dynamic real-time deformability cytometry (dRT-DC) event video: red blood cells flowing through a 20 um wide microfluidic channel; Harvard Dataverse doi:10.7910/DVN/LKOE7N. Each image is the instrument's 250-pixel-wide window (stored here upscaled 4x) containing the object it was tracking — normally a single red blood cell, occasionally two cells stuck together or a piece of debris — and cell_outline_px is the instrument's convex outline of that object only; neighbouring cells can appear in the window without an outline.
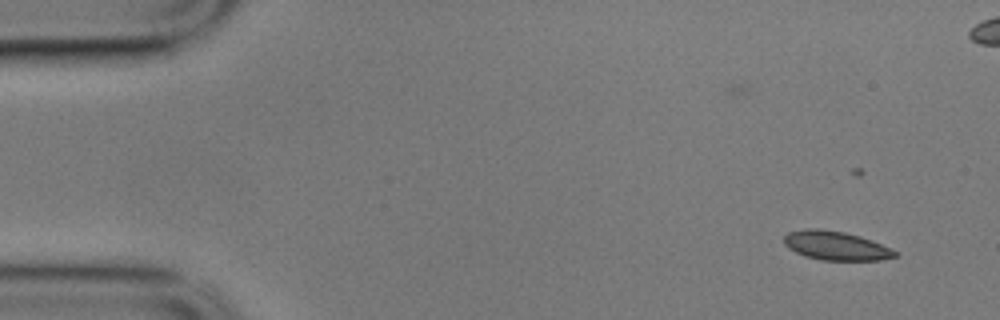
{"species": "common noctule bat (a hibernating species)", "species_latin": "Nyctalus noctula", "temperature_condition": "cold", "stored_images_in_passage": 7, "camera_frame_rate_fps": 3000, "um_per_image_px": 0.085, "animal": {"sex": "male", "body_mass_g": 17.9}, "frame": {"image": 1, "passage_image": 1, "time_ms": 0.0, "image_size_px": [1000, 320], "cell_outline_px": [[900, 252], [896, 256], [880, 260], [820, 260], [804, 256], [788, 248], [784, 244], [784, 236], [788, 232], [804, 228], [820, 228], [844, 232], [860, 236], [872, 240]], "centroid_in_image_um": [71.04, 20.87], "position_along_channel_um": 14.0, "area_um2": 18.9}}
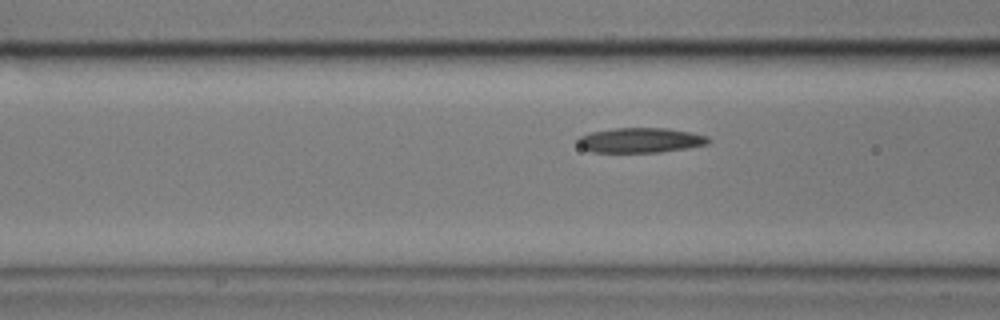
{"frame": {"image": 2, "passage_image": 7, "time_ms": 2.0, "image_size_px": [1000, 320], "cell_outline_px": [[712, 140], [708, 144], [688, 148], [660, 152], [592, 152], [584, 148], [576, 140], [580, 136], [592, 132], [616, 128], [668, 128], [708, 136]], "centroid_in_image_um": [54.48, 11.92], "position_along_channel_um": 112.1, "area_um2": 18.84}}